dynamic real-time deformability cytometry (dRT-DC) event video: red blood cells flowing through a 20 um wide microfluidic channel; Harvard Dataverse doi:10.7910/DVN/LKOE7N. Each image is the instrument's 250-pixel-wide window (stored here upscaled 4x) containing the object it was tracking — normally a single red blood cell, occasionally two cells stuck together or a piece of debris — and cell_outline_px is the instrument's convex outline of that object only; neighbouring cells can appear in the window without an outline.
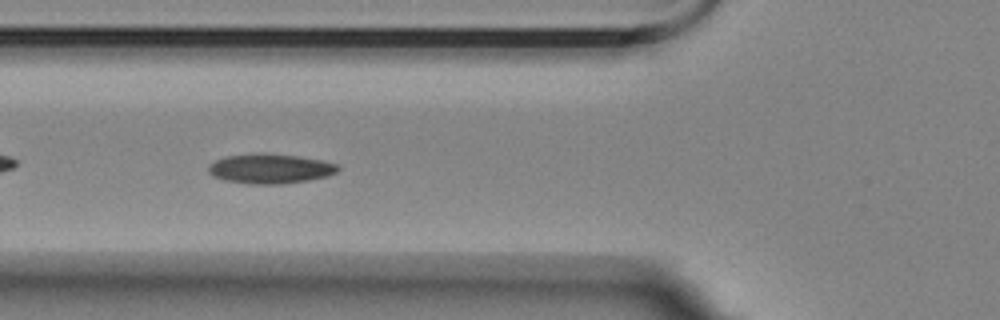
{"species": "Egyptian fruit bat (a non-hibernating species)", "species_latin": "Rousettus aegyptiacus", "temperature_condition": "room temperature", "stored_images_in_passage": 43, "camera_frame_rate_fps": 3000, "um_per_image_px": 0.085, "animal": {"sex": "female"}, "frame": {"image": 1, "passage_image": 6, "time_ms": 1.667, "image_size_px": [1000, 320], "cell_outline_px": [[340, 168], [336, 172], [328, 176], [308, 180], [280, 184], [248, 184], [224, 180], [212, 176], [208, 172], [208, 164], [224, 156], [260, 152], [264, 152], [296, 156], [320, 160], [336, 164]], "centroid_in_image_um": [22.9, 14.33], "position_along_channel_um": 102.9, "area_um2": 22.6}}
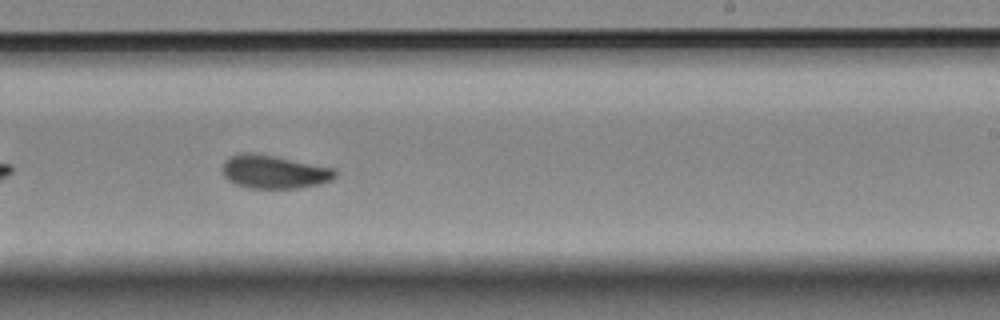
{"frame": {"image": 2, "passage_image": 20, "time_ms": 6.333, "image_size_px": [1000, 320], "cell_outline_px": [[336, 176], [332, 180], [320, 184], [300, 188], [248, 188], [236, 184], [228, 180], [224, 176], [224, 160], [232, 156], [272, 156], [336, 168]], "centroid_in_image_um": [23.4, 14.66], "position_along_channel_um": 265.6, "area_um2": 21.1}}
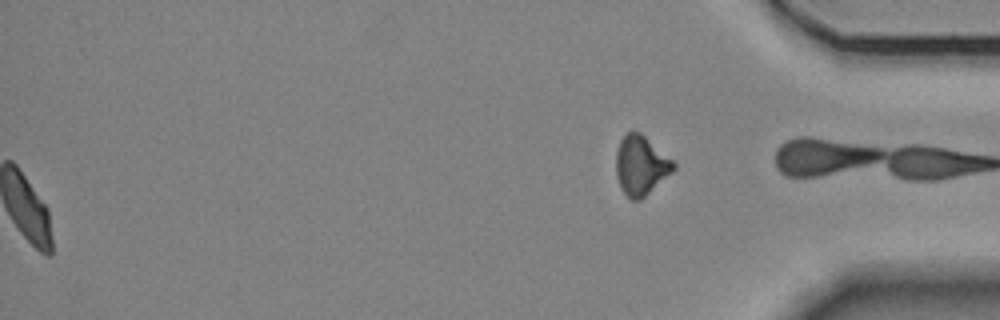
{"frame": {"image": 3, "passage_image": 43, "time_ms": 14.0, "image_size_px": [1000, 320], "cell_outline_px": [[676, 168], [672, 172], [640, 200], [632, 200], [620, 188], [616, 176], [616, 152], [620, 140], [632, 128], [640, 132], [672, 160], [676, 164]], "centroid_in_image_um": [54.45, 14.04], "position_along_channel_um": 380.8, "area_um2": 19.77}, "authors_computed_cell_mechanics": {"area_um2": 21.675, "velocity_mm_per_s": 3.4906, "shape_relaxation_time_tau1_ms": 3.7683, "shape_relaxation_time_tau2_ms": 3.0353, "deformation_change_tau1": 0.1077, "deformation_change_tau2": 0.0714}}